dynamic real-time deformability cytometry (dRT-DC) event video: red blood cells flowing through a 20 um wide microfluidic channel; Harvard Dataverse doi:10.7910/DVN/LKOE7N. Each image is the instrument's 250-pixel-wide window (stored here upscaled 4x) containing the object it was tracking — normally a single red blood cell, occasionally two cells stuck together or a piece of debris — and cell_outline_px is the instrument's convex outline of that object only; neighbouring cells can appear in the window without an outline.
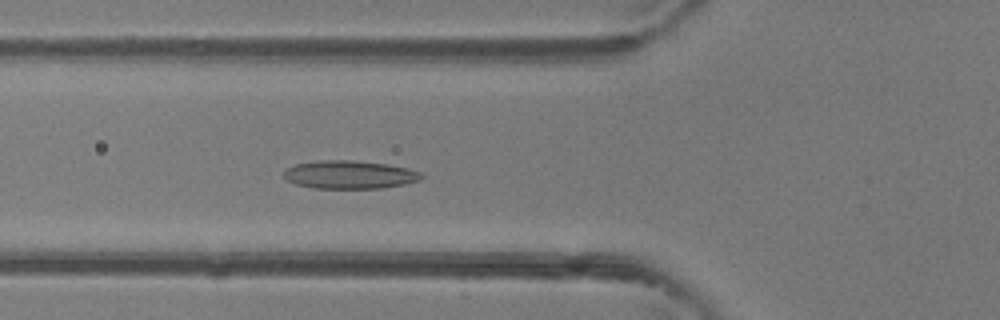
{"species": "common noctule bat (a hibernating species)", "species_latin": "Nyctalus noctula", "temperature_condition": "room temperature", "stored_images_in_passage": 47, "camera_frame_rate_fps": 3000, "um_per_image_px": 0.085, "animal": {"sex": "female"}, "frame": {"image": 1, "passage_image": 17, "time_ms": 5.333, "image_size_px": [1000, 320], "cell_outline_px": [[424, 176], [420, 180], [404, 184], [380, 188], [312, 188], [296, 184], [288, 180], [284, 176], [284, 172], [288, 168], [296, 164], [316, 160], [352, 160], [388, 164], [408, 168], [420, 172]], "centroid_in_image_um": [29.73, 14.84], "position_along_channel_um": 96.1, "area_um2": 22.54}}
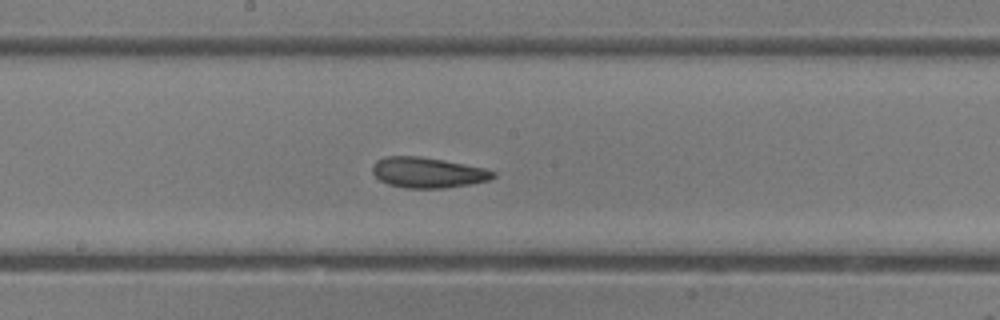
{"frame": {"image": 2, "passage_image": 25, "time_ms": 8.0, "image_size_px": [1000, 320], "cell_outline_px": [[496, 176], [488, 180], [468, 184], [444, 188], [404, 188], [388, 184], [380, 180], [372, 172], [372, 164], [376, 160], [384, 156], [420, 156], [444, 160], [484, 168], [496, 172]], "centroid_in_image_um": [36.32, 14.66], "position_along_channel_um": 211.9, "area_um2": 21.44}}
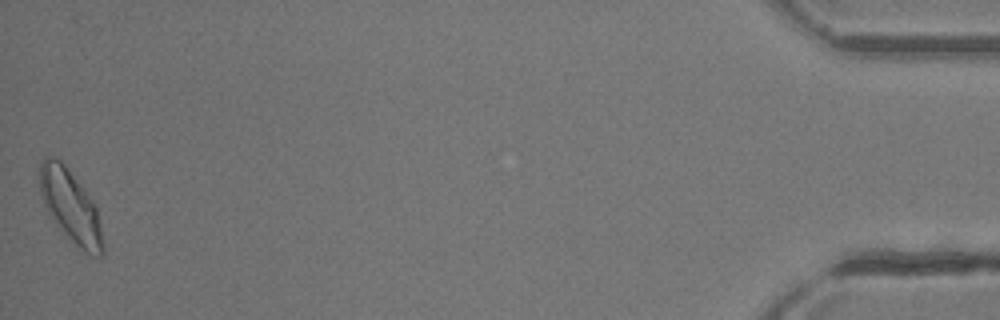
{"frame": {"image": 3, "passage_image": 47, "time_ms": 15.333, "image_size_px": [1000, 320], "cell_outline_px": [[104, 256], [96, 256], [84, 252], [56, 224], [48, 212], [44, 204], [40, 192], [40, 160], [44, 156], [52, 156], [60, 160], [64, 164], [88, 192], [96, 208], [100, 224], [104, 248]], "centroid_in_image_um": [6.0, 17.5], "position_along_channel_um": 429.2, "area_um2": 26.41}, "authors_computed_cell_mechanics": {"area_um2": 22.542, "velocity_mm_per_s": 4.3271, "shape_relaxation_time_tau1_ms": 4.9745, "shape_relaxation_time_tau2_ms": 3.7193, "deformation_change_tau1": 0.1326, "deformation_change_tau2": 0.1011}}